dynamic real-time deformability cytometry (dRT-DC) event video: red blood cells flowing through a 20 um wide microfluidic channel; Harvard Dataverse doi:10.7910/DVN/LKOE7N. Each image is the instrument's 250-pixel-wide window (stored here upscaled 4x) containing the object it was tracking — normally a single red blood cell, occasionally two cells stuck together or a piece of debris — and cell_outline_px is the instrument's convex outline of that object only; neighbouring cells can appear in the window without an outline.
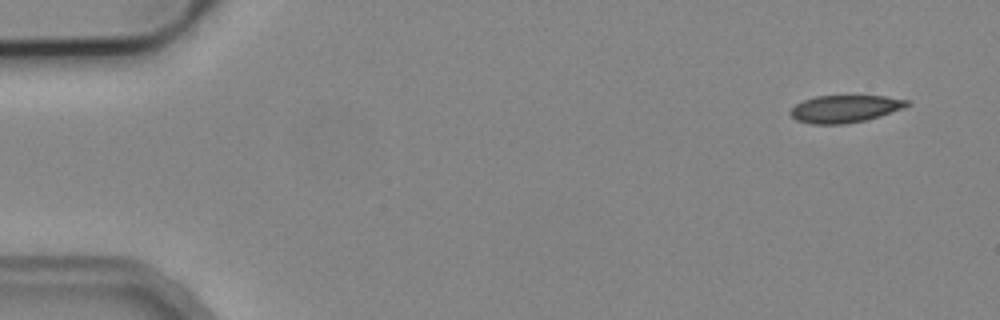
{"species": "common noctule bat (a hibernating species)", "species_latin": "Nyctalus noctula", "temperature_condition": "cold", "stored_images_in_passage": 3, "camera_frame_rate_fps": 3000, "um_per_image_px": 0.085, "animal": {"sex": "male", "body_mass_g": 19.2, "forearm_length_mm": 51.8}, "frame": {"image": 1, "passage_image": 3, "time_ms": 2.333, "image_size_px": [1000, 320], "cell_outline_px": [[912, 104], [904, 108], [880, 116], [864, 120], [844, 124], [812, 124], [796, 120], [788, 112], [796, 104], [804, 100], [816, 96], [884, 96], [908, 100]], "centroid_in_image_um": [71.83, 9.25], "position_along_channel_um": 13.2, "area_um2": 18.55}}